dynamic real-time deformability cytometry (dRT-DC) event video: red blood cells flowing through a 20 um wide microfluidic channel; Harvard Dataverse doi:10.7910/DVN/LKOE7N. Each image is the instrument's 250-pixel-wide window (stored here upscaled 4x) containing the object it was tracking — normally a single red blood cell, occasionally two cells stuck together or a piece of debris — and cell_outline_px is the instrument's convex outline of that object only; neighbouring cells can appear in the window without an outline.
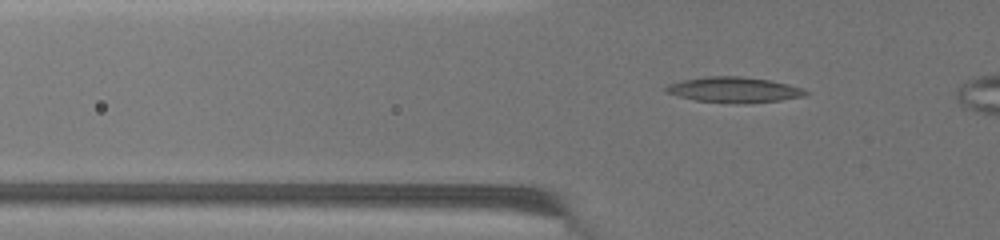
{"species": "common noctule bat (a hibernating species)", "species_latin": "Nyctalus noctula", "temperature_condition": "warm", "stored_images_in_passage": 7, "camera_frame_rate_fps": 3000, "um_per_image_px": 0.085, "animal": {"sex": "female", "body_mass_g": 19.5, "forearm_length_mm": 54.1}, "frame": {"image": 1, "passage_image": 4, "time_ms": 1.0, "image_size_px": [1000, 240], "cell_outline_px": [[808, 92], [804, 96], [780, 100], [696, 100], [664, 92], [664, 88], [668, 84], [684, 80], [708, 76], [740, 76], [768, 80], [788, 84], [800, 88]], "centroid_in_image_um": [62.34, 7.57], "position_along_channel_um": 63.5, "area_um2": 19.25}}